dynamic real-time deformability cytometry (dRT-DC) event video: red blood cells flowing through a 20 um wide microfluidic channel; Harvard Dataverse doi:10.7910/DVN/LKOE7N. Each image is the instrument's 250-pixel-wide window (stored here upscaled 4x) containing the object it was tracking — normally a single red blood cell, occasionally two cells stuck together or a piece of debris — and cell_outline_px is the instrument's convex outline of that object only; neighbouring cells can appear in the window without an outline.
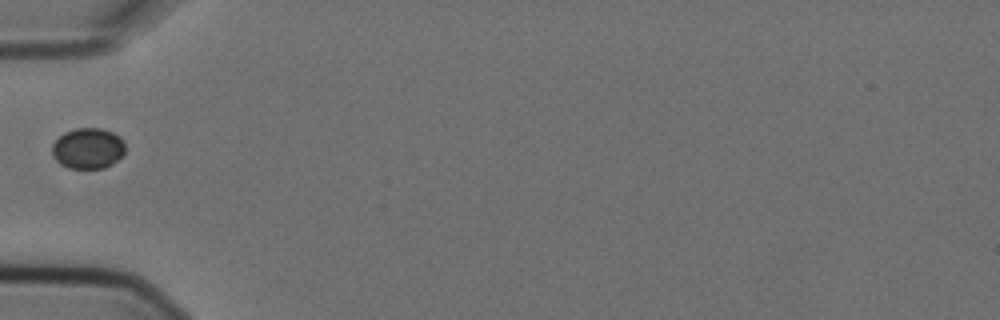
{"species": "Egyptian fruit bat (a non-hibernating species)", "species_latin": "Rousettus aegyptiacus", "temperature_condition": "cold", "stored_images_in_passage": 1, "camera_frame_rate_fps": 3000, "um_per_image_px": 0.085, "animal": {"sex": "female"}, "frame": {"image": 1, "passage_image": 1, "time_ms": 0.0, "image_size_px": [1000, 320], "cell_outline_px": [[124, 152], [112, 164], [104, 168], [68, 168], [60, 164], [52, 156], [52, 144], [64, 132], [76, 128], [100, 128], [112, 132], [120, 136], [124, 140]], "centroid_in_image_um": [7.46, 12.6], "position_along_channel_um": 77.5, "area_um2": 17.4}}